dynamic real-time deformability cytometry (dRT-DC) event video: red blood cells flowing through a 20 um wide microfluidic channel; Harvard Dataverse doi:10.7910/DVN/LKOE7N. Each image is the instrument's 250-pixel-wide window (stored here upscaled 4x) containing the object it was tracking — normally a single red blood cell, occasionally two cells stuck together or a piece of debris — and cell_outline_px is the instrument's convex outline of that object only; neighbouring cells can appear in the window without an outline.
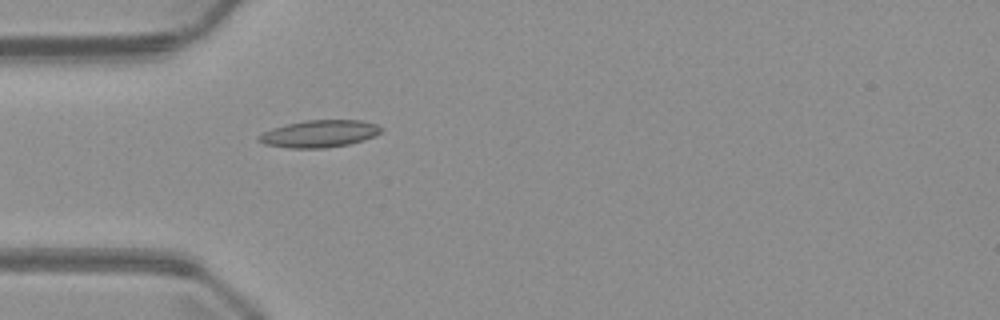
{"species": "common noctule bat (a hibernating species)", "species_latin": "Nyctalus noctula", "temperature_condition": "warm", "stored_images_in_passage": 3, "camera_frame_rate_fps": 3000, "um_per_image_px": 0.085, "animal": {"sex": "male", "body_mass_g": 23.1, "forearm_length_mm": 52.7}, "frame": {"image": 1, "passage_image": 3, "time_ms": 2.333, "image_size_px": [1000, 320], "cell_outline_px": [[384, 128], [376, 136], [364, 140], [348, 144], [328, 148], [288, 148], [264, 144], [256, 140], [256, 136], [272, 128], [304, 120], [360, 120], [376, 124]], "centroid_in_image_um": [27.14, 11.37], "position_along_channel_um": 57.9, "area_um2": 19.54}}